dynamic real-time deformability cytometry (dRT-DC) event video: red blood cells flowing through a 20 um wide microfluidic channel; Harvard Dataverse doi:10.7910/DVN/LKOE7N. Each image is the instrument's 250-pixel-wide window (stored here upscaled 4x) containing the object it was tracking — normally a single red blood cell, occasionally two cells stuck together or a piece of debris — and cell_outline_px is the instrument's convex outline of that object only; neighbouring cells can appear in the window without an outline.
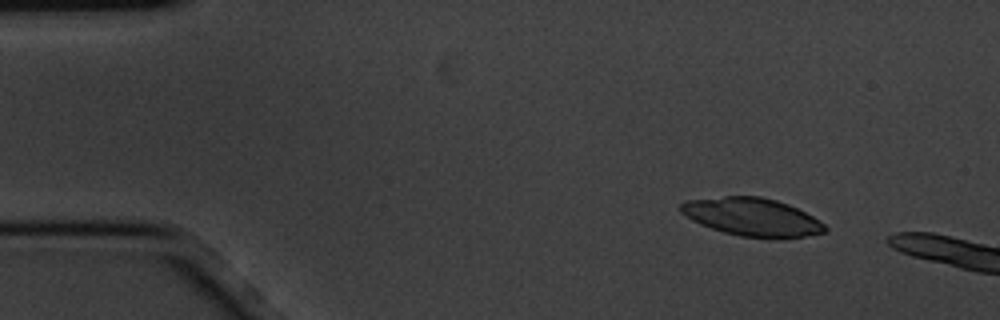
{"species": "common noctule bat (a hibernating species)", "species_latin": "Nyctalus noctula", "temperature_condition": "cold", "stored_images_in_passage": 3, "camera_frame_rate_fps": 3000, "um_per_image_px": 0.085, "animal": {"sex": "male", "body_mass_g": 20.1, "forearm_length_mm": 53.5}, "frame": {"image": 1, "passage_image": 2, "time_ms": 0.333, "image_size_px": [1000, 320], "cell_outline_px": [[828, 228], [824, 232], [804, 236], [740, 236], [724, 232], [700, 224], [692, 220], [680, 212], [680, 204], [688, 200], [724, 196], [760, 196], [776, 200], [788, 204], [820, 220]], "centroid_in_image_um": [63.89, 18.41], "position_along_channel_um": 21.1, "area_um2": 31.21}}